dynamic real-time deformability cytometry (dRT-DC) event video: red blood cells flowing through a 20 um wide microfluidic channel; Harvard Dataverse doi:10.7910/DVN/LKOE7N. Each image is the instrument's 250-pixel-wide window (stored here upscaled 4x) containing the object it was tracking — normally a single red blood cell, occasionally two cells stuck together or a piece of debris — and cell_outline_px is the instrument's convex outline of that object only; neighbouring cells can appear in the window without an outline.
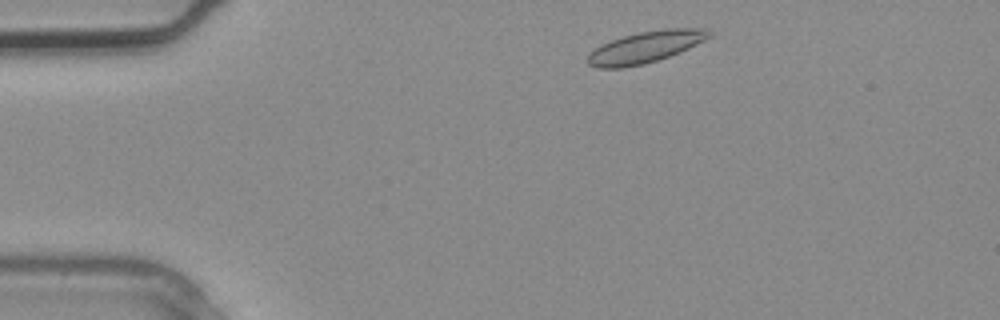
{"species": "common noctule bat (a hibernating species)", "species_latin": "Nyctalus noctula", "temperature_condition": "warm", "stored_images_in_passage": 3, "camera_frame_rate_fps": 3000, "um_per_image_px": 0.085, "animal": {"sex": "male", "body_mass_g": 20.4}, "frame": {"image": 1, "passage_image": 1, "time_ms": 0.0, "image_size_px": [1000, 320], "cell_outline_px": [[712, 36], [680, 52], [644, 64], [624, 68], [596, 68], [588, 64], [588, 52], [612, 40], [624, 36], [640, 32], [668, 28], [704, 28], [712, 32]], "centroid_in_image_um": [54.86, 4.01], "position_along_channel_um": 30.1, "area_um2": 22.08}}
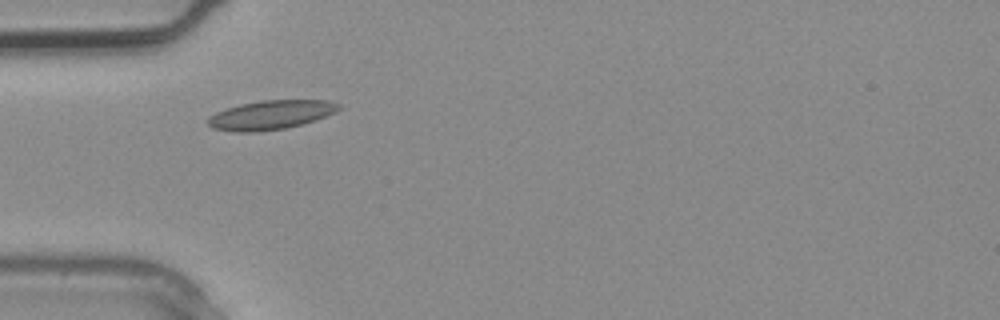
{"frame": {"image": 2, "passage_image": 2, "time_ms": 0.333, "image_size_px": [1000, 320], "cell_outline_px": [[340, 108], [336, 112], [316, 120], [284, 128], [256, 132], [236, 132], [212, 128], [208, 124], [208, 116], [216, 112], [240, 104], [260, 100], [328, 100], [340, 104]], "centroid_in_image_um": [23.01, 9.76], "position_along_channel_um": 62.0, "area_um2": 22.14}}